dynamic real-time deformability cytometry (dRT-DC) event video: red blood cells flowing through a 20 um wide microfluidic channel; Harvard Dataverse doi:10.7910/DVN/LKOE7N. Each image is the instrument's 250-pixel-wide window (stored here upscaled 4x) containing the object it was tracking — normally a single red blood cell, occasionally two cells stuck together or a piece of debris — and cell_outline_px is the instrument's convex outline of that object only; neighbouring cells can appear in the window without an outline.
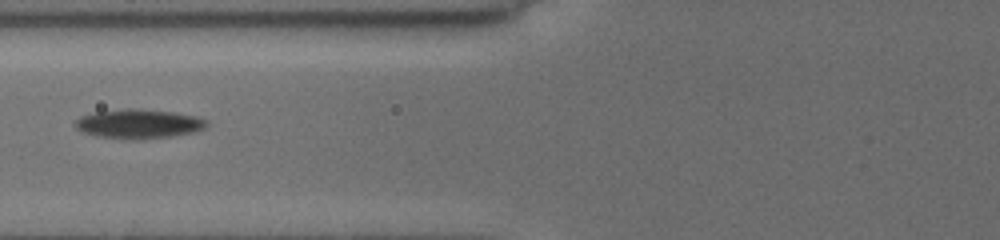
{"species": "common noctule bat (a hibernating species)", "species_latin": "Nyctalus noctula", "temperature_condition": "cold", "stored_images_in_passage": 6, "camera_frame_rate_fps": 3000, "um_per_image_px": 0.085, "animal": {"sex": "female", "body_mass_g": 19.5, "forearm_length_mm": 54.1}, "frame": {"image": 1, "passage_image": 5, "time_ms": 3.0, "image_size_px": [1000, 240], "cell_outline_px": [[208, 124], [204, 128], [192, 132], [172, 136], [136, 140], [132, 140], [96, 136], [80, 132], [72, 124], [80, 116], [96, 112], [128, 108], [136, 108], [176, 112], [196, 116], [204, 120]], "centroid_in_image_um": [11.73, 10.53], "position_along_channel_um": 114.1, "area_um2": 22.6}}